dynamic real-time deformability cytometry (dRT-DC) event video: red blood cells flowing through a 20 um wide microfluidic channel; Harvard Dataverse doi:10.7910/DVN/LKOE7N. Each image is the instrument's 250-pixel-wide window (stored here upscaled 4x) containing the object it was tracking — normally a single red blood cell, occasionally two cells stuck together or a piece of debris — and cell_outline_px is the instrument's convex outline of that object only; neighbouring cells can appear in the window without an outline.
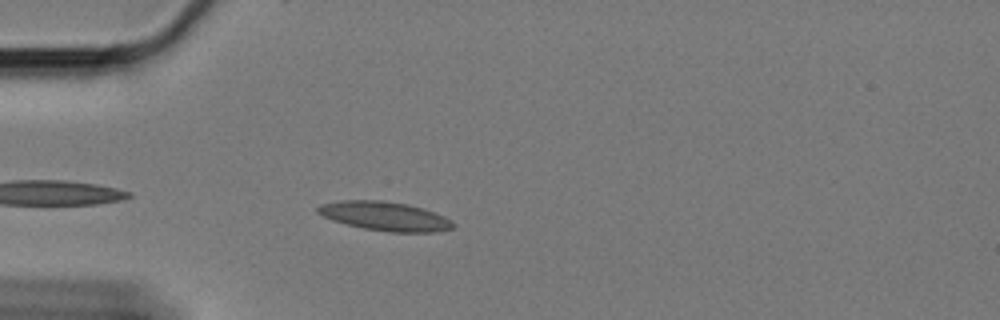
{"species": "Egyptian fruit bat (a non-hibernating species)", "species_latin": "Rousettus aegyptiacus", "temperature_condition": "cold", "stored_images_in_passage": 20, "camera_frame_rate_fps": 3000, "um_per_image_px": 0.085, "animal": {"sex": "female"}, "frame": {"image": 1, "passage_image": 4, "time_ms": 1.0, "image_size_px": [1000, 320], "cell_outline_px": [[456, 224], [452, 228], [432, 232], [388, 232], [364, 228], [332, 220], [316, 212], [316, 208], [320, 204], [340, 200], [384, 200], [408, 204], [424, 208], [444, 216], [452, 220]], "centroid_in_image_um": [32.72, 18.36], "position_along_channel_um": 52.3, "area_um2": 22.95}}
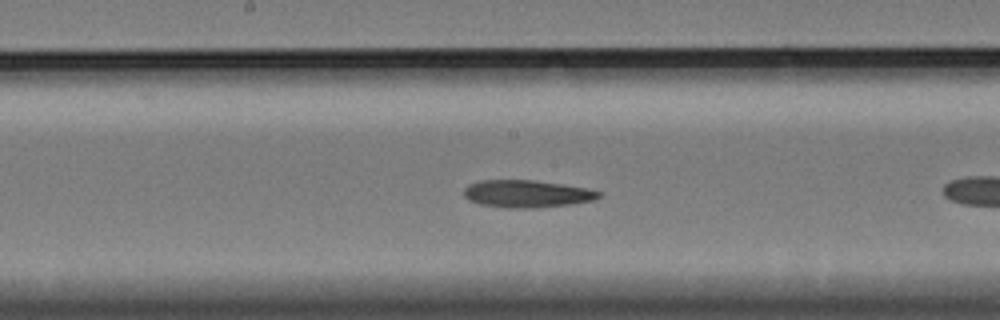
{"frame": {"image": 2, "passage_image": 15, "time_ms": 4.667, "image_size_px": [1000, 320], "cell_outline_px": [[600, 196], [596, 200], [540, 208], [504, 208], [480, 204], [468, 200], [464, 196], [464, 188], [468, 184], [480, 180], [532, 180], [560, 184], [584, 188], [600, 192]], "centroid_in_image_um": [44.72, 16.48], "position_along_channel_um": 203.5, "area_um2": 21.5}}
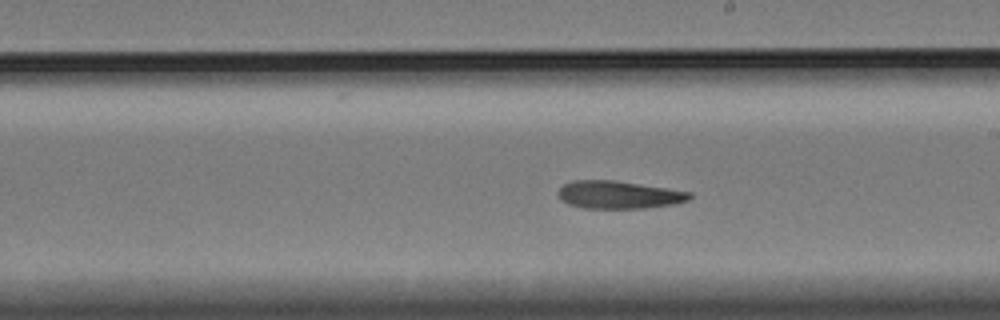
{"frame": {"image": 3, "passage_image": 18, "time_ms": 5.667, "image_size_px": [1000, 320], "cell_outline_px": [[692, 196], [688, 200], [676, 204], [644, 208], [580, 208], [568, 204], [560, 200], [556, 192], [564, 184], [572, 180], [612, 180], [692, 192]], "centroid_in_image_um": [52.55, 16.56], "position_along_channel_um": 236.4, "area_um2": 21.33}}